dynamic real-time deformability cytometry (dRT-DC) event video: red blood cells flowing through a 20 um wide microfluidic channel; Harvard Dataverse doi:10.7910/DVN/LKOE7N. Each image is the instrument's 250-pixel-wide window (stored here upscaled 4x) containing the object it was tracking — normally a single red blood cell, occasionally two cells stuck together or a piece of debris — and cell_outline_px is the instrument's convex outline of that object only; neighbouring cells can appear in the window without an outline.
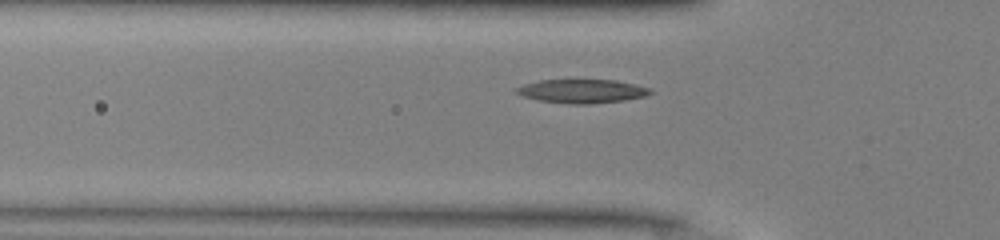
{"species": "common noctule bat (a hibernating species)", "species_latin": "Nyctalus noctula", "temperature_condition": "warm", "stored_images_in_passage": 25, "camera_frame_rate_fps": 3000, "um_per_image_px": 0.085, "animal": {"sex": "male", "body_mass_g": 13.0, "forearm_length_mm": 53.1}, "frame": {"image": 1, "passage_image": 3, "time_ms": 0.667, "image_size_px": [1000, 240], "cell_outline_px": [[652, 92], [644, 96], [624, 100], [592, 104], [568, 104], [536, 100], [524, 96], [516, 92], [516, 88], [524, 84], [540, 80], [572, 76], [576, 76], [616, 80], [636, 84], [648, 88]], "centroid_in_image_um": [49.43, 7.69], "position_along_channel_um": 76.4, "area_um2": 19.59}}
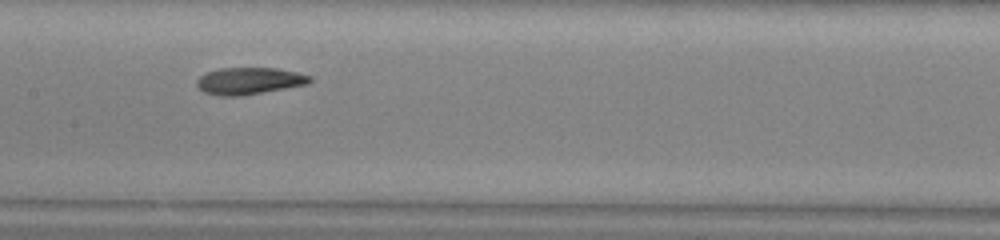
{"frame": {"image": 2, "passage_image": 11, "time_ms": 3.333, "image_size_px": [1000, 240], "cell_outline_px": [[312, 80], [308, 84], [240, 96], [220, 96], [204, 92], [196, 84], [196, 80], [200, 76], [208, 72], [220, 68], [276, 68], [296, 72], [312, 76]], "centroid_in_image_um": [21.19, 6.87], "position_along_channel_um": 186.2, "area_um2": 17.63}}
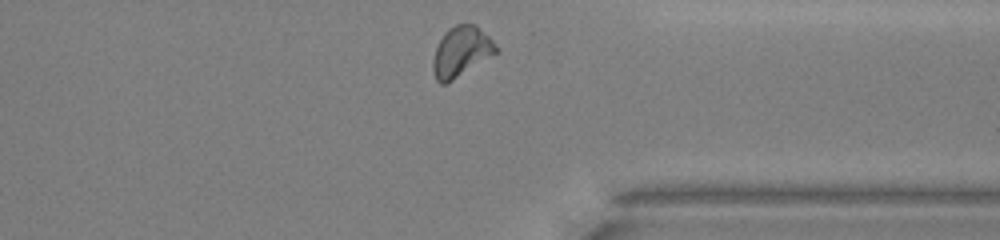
{"frame": {"image": 3, "passage_image": 25, "time_ms": 8.0, "image_size_px": [1000, 240], "cell_outline_px": [[500, 52], [452, 80], [444, 84], [440, 84], [436, 80], [432, 68], [432, 60], [436, 48], [444, 32], [448, 28], [456, 24], [476, 24], [500, 48]], "centroid_in_image_um": [39.22, 4.38], "position_along_channel_um": 372.2, "area_um2": 18.61}, "authors_computed_cell_mechanics": {"area_um2": 17.8602, "velocity_mm_per_s": 4.1105, "shape_relaxation_time_tau1_ms": 6.5693, "shape_relaxation_time_tau2_ms": 2.8345, "deformation_change_tau1": 0.1851, "deformation_change_tau2": 0.0983}}